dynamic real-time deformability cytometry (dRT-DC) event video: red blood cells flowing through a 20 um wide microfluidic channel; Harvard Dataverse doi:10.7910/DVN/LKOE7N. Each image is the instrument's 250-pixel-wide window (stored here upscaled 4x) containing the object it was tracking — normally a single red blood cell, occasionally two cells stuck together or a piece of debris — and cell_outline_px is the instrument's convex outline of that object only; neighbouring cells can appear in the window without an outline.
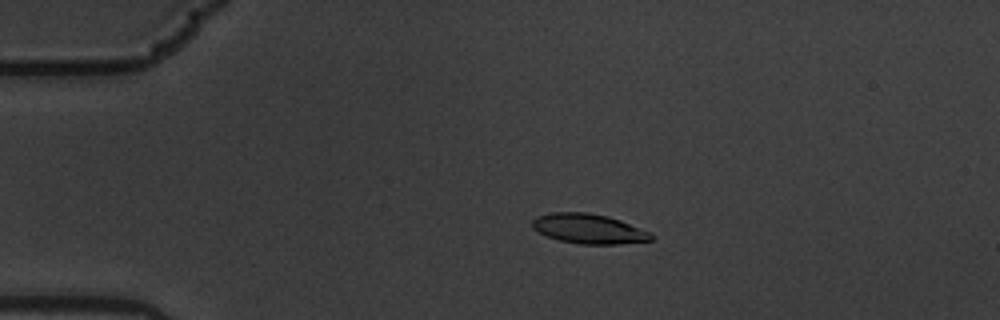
{"species": "common noctule bat (a hibernating species)", "species_latin": "Nyctalus noctula", "temperature_condition": "warm", "stored_images_in_passage": 59, "camera_frame_rate_fps": 3000, "um_per_image_px": 0.085, "animal": {"sex": "male", "body_mass_g": 19.5, "forearm_length_mm": 54.6}, "frame": {"image": 1, "passage_image": 13, "time_ms": 4.0, "image_size_px": [1000, 320], "cell_outline_px": [[652, 240], [620, 244], [580, 244], [560, 240], [548, 236], [532, 228], [532, 220], [536, 216], [552, 212], [588, 212], [608, 216], [620, 220], [652, 232]], "centroid_in_image_um": [50.05, 19.43], "position_along_channel_um": 34.9, "area_um2": 20.63}}
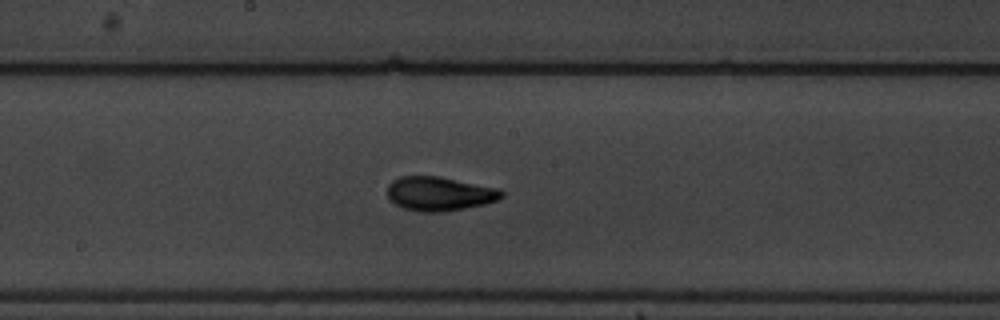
{"frame": {"image": 2, "passage_image": 32, "time_ms": 10.333, "image_size_px": [1000, 320], "cell_outline_px": [[504, 196], [496, 200], [484, 204], [444, 212], [420, 212], [404, 208], [396, 204], [388, 196], [388, 184], [392, 180], [400, 176], [440, 176], [500, 188], [504, 192]], "centroid_in_image_um": [37.37, 16.45], "position_along_channel_um": 210.8, "area_um2": 22.77}}
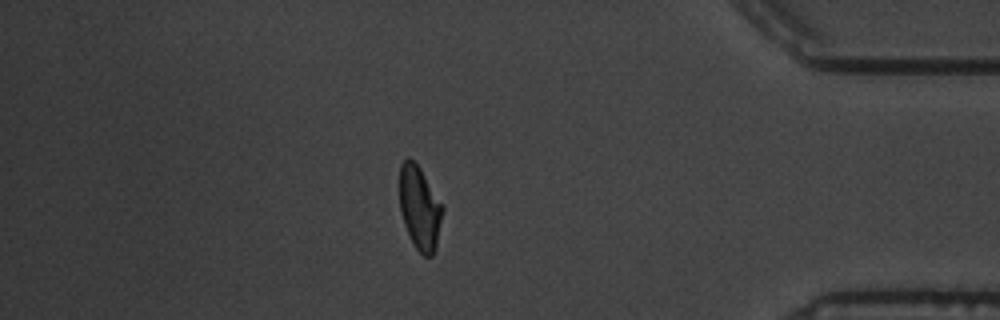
{"frame": {"image": 3, "passage_image": 51, "time_ms": 16.667, "image_size_px": [1000, 320], "cell_outline_px": [[444, 208], [436, 248], [432, 256], [424, 256], [412, 244], [404, 224], [400, 208], [400, 164], [408, 156], [420, 168]], "centroid_in_image_um": [35.67, 17.69], "position_along_channel_um": 399.5, "area_um2": 20.81}, "authors_computed_cell_mechanics": {"area_um2": 20.9814, "velocity_mm_per_s": 3.5047, "shape_relaxation_time_tau1_ms": 3.197, "shape_relaxation_time_tau2_ms": 1.7656, "deformation_change_tau1": 0.1764, "deformation_change_tau2": 0.0785}}